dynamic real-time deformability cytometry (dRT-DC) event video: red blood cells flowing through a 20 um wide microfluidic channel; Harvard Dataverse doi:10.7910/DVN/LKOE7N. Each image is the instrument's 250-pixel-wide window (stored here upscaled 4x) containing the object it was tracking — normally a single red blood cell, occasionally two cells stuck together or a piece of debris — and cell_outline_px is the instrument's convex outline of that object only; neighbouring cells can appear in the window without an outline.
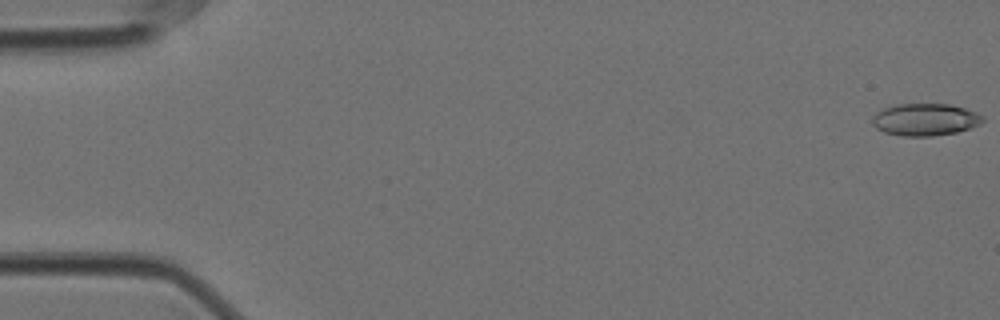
{"species": "Egyptian fruit bat (a non-hibernating species)", "species_latin": "Rousettus aegyptiacus", "temperature_condition": "cold", "stored_images_in_passage": 59, "camera_frame_rate_fps": 3000, "um_per_image_px": 0.085, "animal": {"sex": "female"}, "frame": {"image": 1, "passage_image": 1, "time_ms": 0.0, "image_size_px": [1000, 320], "cell_outline_px": [[984, 120], [980, 124], [956, 132], [932, 136], [900, 136], [884, 132], [876, 128], [872, 124], [872, 116], [876, 112], [884, 108], [896, 104], [948, 104], [964, 108], [976, 112], [984, 116]], "centroid_in_image_um": [78.61, 10.16], "position_along_channel_um": 6.4, "area_um2": 20.75}}
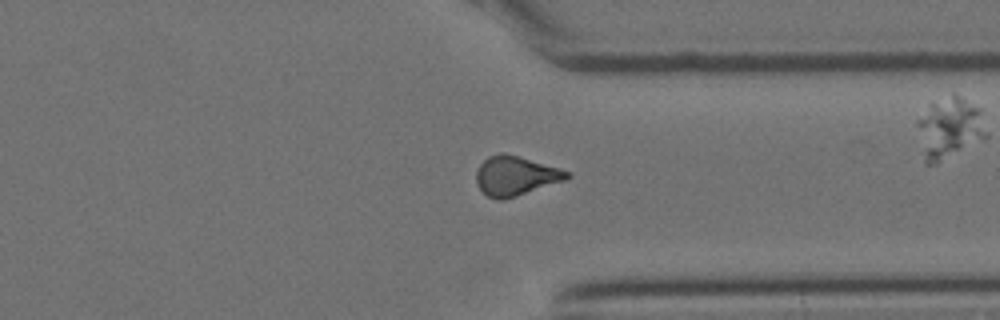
{"frame": {"image": 2, "passage_image": 44, "time_ms": 14.333, "image_size_px": [1000, 320], "cell_outline_px": [[572, 176], [564, 180], [516, 196], [500, 200], [496, 200], [488, 196], [476, 184], [476, 172], [480, 164], [488, 156], [500, 152], [504, 152], [560, 168], [572, 172]], "centroid_in_image_um": [43.82, 14.93], "position_along_channel_um": 367.6, "area_um2": 20.75}}
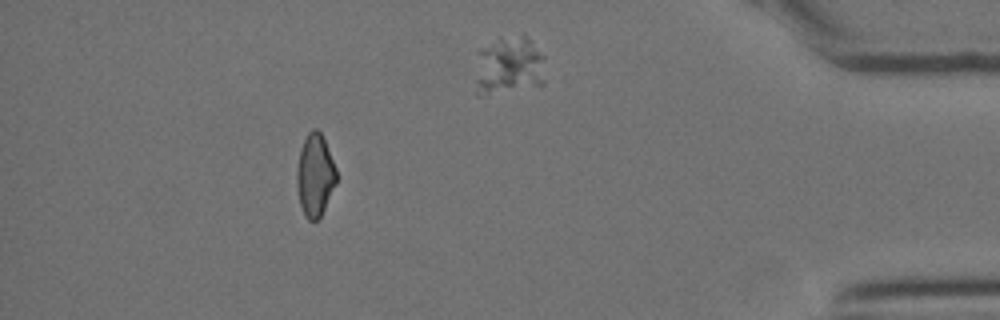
{"frame": {"image": 3, "passage_image": 52, "time_ms": 17.0, "image_size_px": [1000, 320], "cell_outline_px": [[336, 184], [320, 216], [316, 220], [308, 220], [304, 216], [300, 204], [296, 188], [296, 168], [300, 148], [308, 132], [312, 128], [316, 128], [320, 132], [324, 140], [336, 168]], "centroid_in_image_um": [26.74, 14.89], "position_along_channel_um": 408.5, "area_um2": 19.02}, "authors_computed_cell_mechanics": {"area_um2": 20.1144, "velocity_mm_per_s": 3.5374, "shape_relaxation_time_tau1_ms": null, "shape_relaxation_time_tau2_ms": 3.4354, "deformation_change_tau1": null, "deformation_change_tau2": 0.0939}}